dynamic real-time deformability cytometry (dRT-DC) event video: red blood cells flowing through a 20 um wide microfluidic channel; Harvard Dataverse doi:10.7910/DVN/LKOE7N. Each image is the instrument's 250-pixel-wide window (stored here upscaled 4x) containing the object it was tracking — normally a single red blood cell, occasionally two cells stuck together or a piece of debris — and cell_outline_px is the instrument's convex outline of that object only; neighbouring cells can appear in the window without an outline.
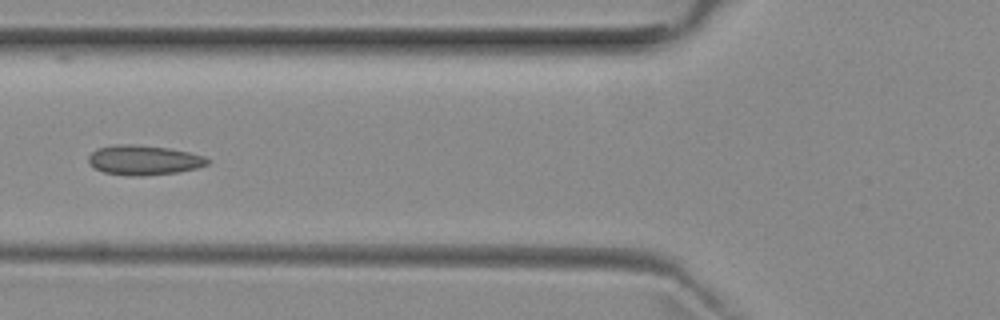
{"species": "common noctule bat (a hibernating species)", "species_latin": "Nyctalus noctula", "temperature_condition": "room temperature", "stored_images_in_passage": 5, "camera_frame_rate_fps": 3000, "um_per_image_px": 0.085, "animal": {"sex": "female", "body_mass_g": 29.2, "forearm_length_mm": 56.3}, "frame": {"image": 1, "passage_image": 3, "time_ms": 2.333, "image_size_px": [1000, 320], "cell_outline_px": [[212, 160], [208, 164], [196, 168], [180, 172], [144, 176], [124, 176], [104, 172], [88, 164], [88, 156], [96, 148], [116, 144], [132, 144], [168, 148], [188, 152], [204, 156]], "centroid_in_image_um": [12.21, 13.61], "position_along_channel_um": 113.6, "area_um2": 20.87}}
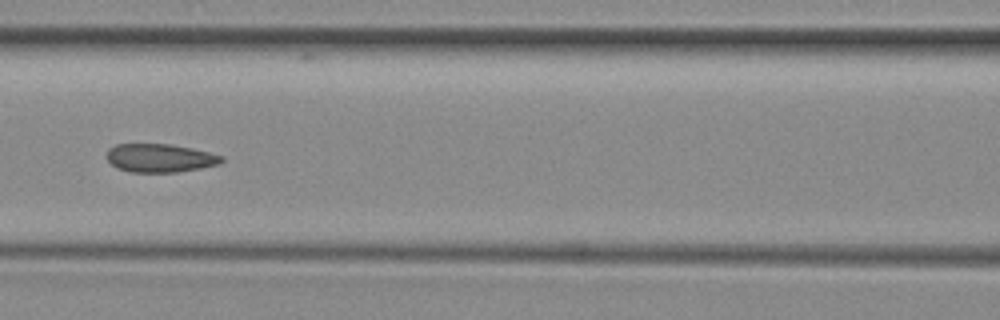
{"frame": {"image": 2, "passage_image": 4, "time_ms": 3.333, "image_size_px": [1000, 320], "cell_outline_px": [[224, 160], [220, 164], [200, 168], [176, 172], [132, 172], [116, 168], [108, 160], [108, 148], [116, 144], [168, 144], [192, 148], [224, 156]], "centroid_in_image_um": [13.61, 13.43], "position_along_channel_um": 153.0, "area_um2": 18.96}}